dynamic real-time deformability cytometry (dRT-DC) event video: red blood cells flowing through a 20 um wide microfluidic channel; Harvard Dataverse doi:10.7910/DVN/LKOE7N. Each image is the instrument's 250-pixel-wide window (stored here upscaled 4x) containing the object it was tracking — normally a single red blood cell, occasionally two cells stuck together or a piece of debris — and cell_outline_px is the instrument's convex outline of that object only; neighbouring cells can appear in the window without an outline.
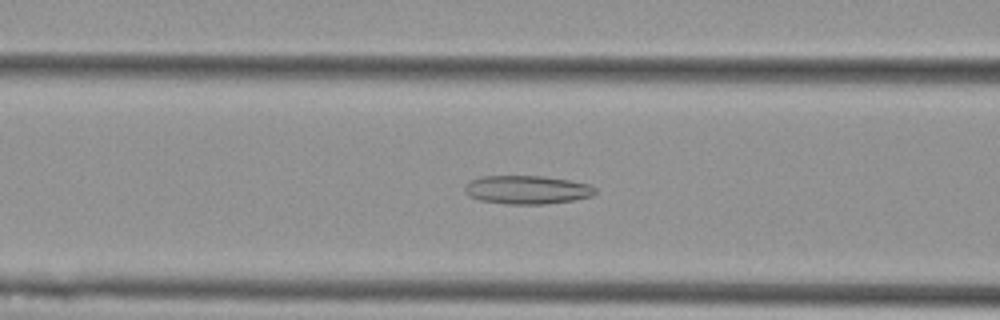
{"species": "Egyptian fruit bat (a non-hibernating species)", "species_latin": "Rousettus aegyptiacus", "temperature_condition": "cold", "stored_images_in_passage": 54, "camera_frame_rate_fps": 3000, "um_per_image_px": 0.085, "animal": {"sex": "female"}, "frame": {"image": 1, "passage_image": 21, "time_ms": 6.667, "image_size_px": [1000, 320], "cell_outline_px": [[596, 192], [592, 196], [572, 200], [544, 204], [504, 204], [480, 200], [468, 196], [464, 192], [464, 184], [472, 180], [484, 176], [540, 176], [568, 180], [588, 184], [596, 188]], "centroid_in_image_um": [44.76, 16.13], "position_along_channel_um": 121.8, "area_um2": 21.62}}
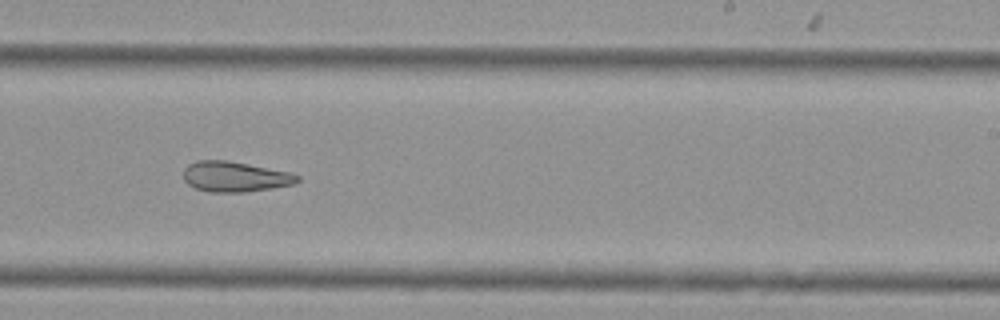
{"frame": {"image": 2, "passage_image": 33, "time_ms": 10.667, "image_size_px": [1000, 320], "cell_outline_px": [[300, 180], [292, 184], [272, 188], [244, 192], [208, 192], [196, 188], [188, 184], [184, 180], [184, 168], [188, 164], [196, 160], [228, 160], [288, 172], [300, 176]], "centroid_in_image_um": [19.94, 15.01], "position_along_channel_um": 269.1, "area_um2": 20.06}}
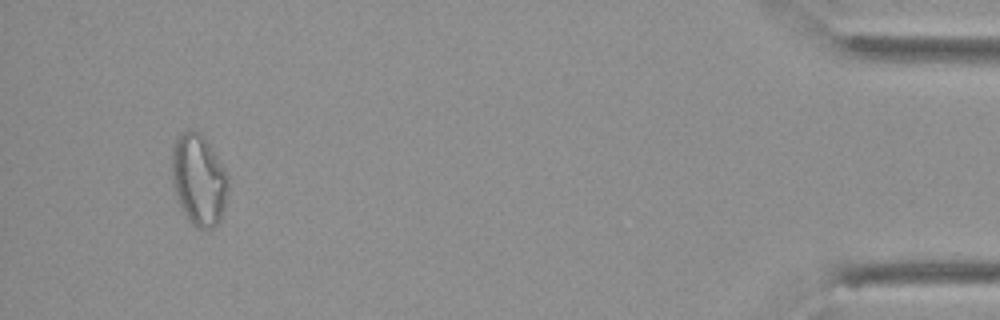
{"frame": {"image": 3, "passage_image": 51, "time_ms": 16.667, "image_size_px": [1000, 320], "cell_outline_px": [[228, 188], [224, 208], [220, 220], [212, 228], [196, 228], [192, 224], [184, 212], [176, 196], [172, 180], [172, 148], [176, 136], [180, 132], [188, 128], [192, 128], [200, 132], [204, 136], [228, 172]], "centroid_in_image_um": [16.89, 15.21], "position_along_channel_um": 418.3, "area_um2": 30.29}, "authors_computed_cell_mechanics": {"area_um2": 25.1719, "velocity_mm_per_s": 3.6906, "shape_relaxation_time_tau1_ms": null, "shape_relaxation_time_tau2_ms": 2.3031, "deformation_change_tau1": null, "deformation_change_tau2": 0.0987}}